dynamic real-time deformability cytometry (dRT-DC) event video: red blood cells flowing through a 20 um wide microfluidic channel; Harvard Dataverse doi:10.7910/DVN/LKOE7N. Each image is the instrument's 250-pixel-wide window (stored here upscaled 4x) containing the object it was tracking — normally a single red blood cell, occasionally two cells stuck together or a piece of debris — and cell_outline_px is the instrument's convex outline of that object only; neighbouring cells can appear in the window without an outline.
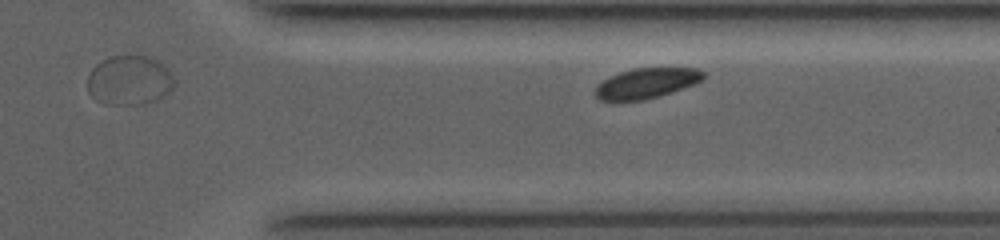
{"species": "common noctule bat (a hibernating species)", "species_latin": "Nyctalus noctula", "temperature_condition": "room temperature", "stored_images_in_passage": 28, "segment_of_instrument_passage": [2, 2], "camera_frame_rate_fps": 4000, "um_per_image_px": 0.085, "animal": {"sex": "female", "body_mass_g": 19.0, "forearm_length_mm": 53.3}, "frame": {"image": 1, "passage_image": 28, "time_ms": 9.75, "image_size_px": [1000, 240], "cell_outline_px": [[704, 80], [672, 92], [644, 100], [600, 100], [592, 92], [596, 84], [620, 72], [632, 68], [696, 68], [704, 72]], "centroid_in_image_um": [54.93, 7.07], "position_along_channel_um": 356.5, "area_um2": 19.02}}